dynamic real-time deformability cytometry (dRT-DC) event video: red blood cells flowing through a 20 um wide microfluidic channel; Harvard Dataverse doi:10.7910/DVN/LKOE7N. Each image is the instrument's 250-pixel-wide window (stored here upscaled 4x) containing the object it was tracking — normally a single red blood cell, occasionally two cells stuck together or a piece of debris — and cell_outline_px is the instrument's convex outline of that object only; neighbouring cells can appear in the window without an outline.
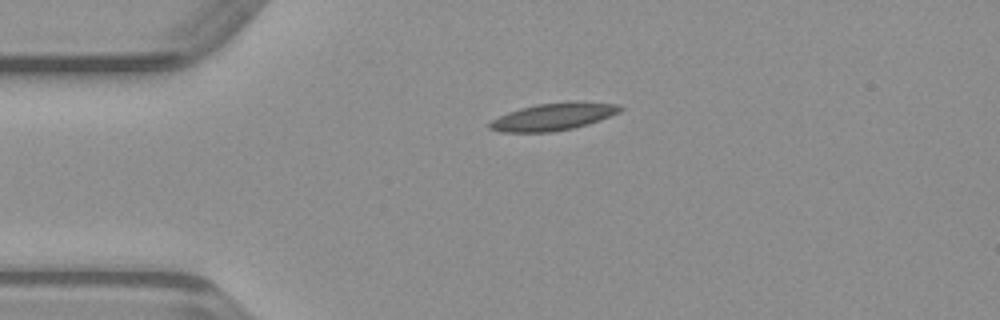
{"species": "common noctule bat (a hibernating species)", "species_latin": "Nyctalus noctula", "temperature_condition": "warm", "stored_images_in_passage": 39, "camera_frame_rate_fps": 3000, "um_per_image_px": 0.085, "animal": {"sex": "male", "body_mass_g": 23.1, "forearm_length_mm": 52.7}, "frame": {"image": 1, "passage_image": 1, "time_ms": 0.0, "image_size_px": [1000, 320], "cell_outline_px": [[624, 108], [620, 112], [600, 120], [588, 124], [572, 128], [552, 132], [500, 132], [488, 128], [488, 124], [492, 120], [508, 112], [520, 108], [536, 104], [572, 100], [620, 104]], "centroid_in_image_um": [47.07, 9.9], "position_along_channel_um": 37.9, "area_um2": 21.04}}
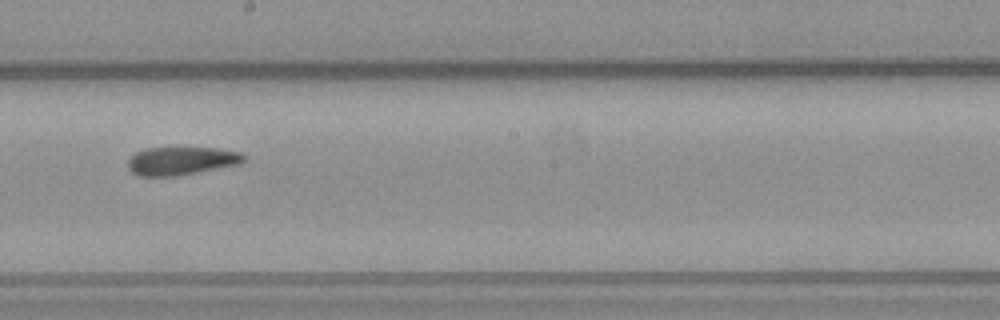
{"frame": {"image": 2, "passage_image": 17, "time_ms": 5.333, "image_size_px": [1000, 320], "cell_outline_px": [[248, 160], [240, 164], [180, 176], [136, 176], [128, 168], [128, 160], [136, 152], [148, 148], [216, 148], [240, 152]], "centroid_in_image_um": [15.44, 13.69], "position_along_channel_um": 232.8, "area_um2": 19.19}}
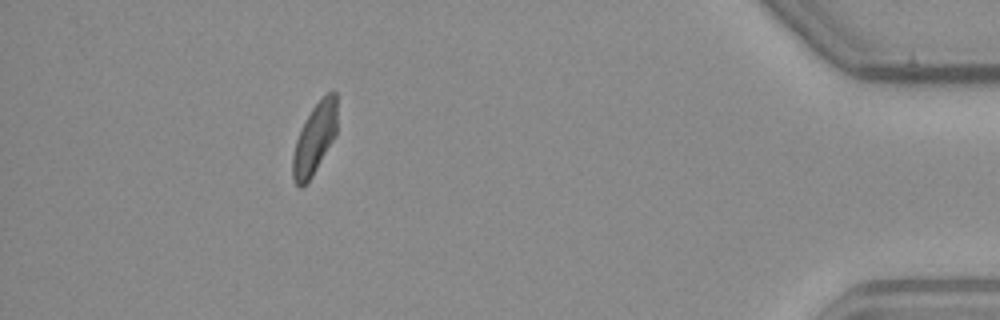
{"frame": {"image": 3, "passage_image": 34, "time_ms": 11.0, "image_size_px": [1000, 320], "cell_outline_px": [[336, 136], [308, 184], [300, 188], [292, 180], [292, 156], [296, 140], [300, 128], [312, 108], [332, 88], [336, 92]], "centroid_in_image_um": [26.73, 11.84], "position_along_channel_um": 408.5, "area_um2": 18.61}}